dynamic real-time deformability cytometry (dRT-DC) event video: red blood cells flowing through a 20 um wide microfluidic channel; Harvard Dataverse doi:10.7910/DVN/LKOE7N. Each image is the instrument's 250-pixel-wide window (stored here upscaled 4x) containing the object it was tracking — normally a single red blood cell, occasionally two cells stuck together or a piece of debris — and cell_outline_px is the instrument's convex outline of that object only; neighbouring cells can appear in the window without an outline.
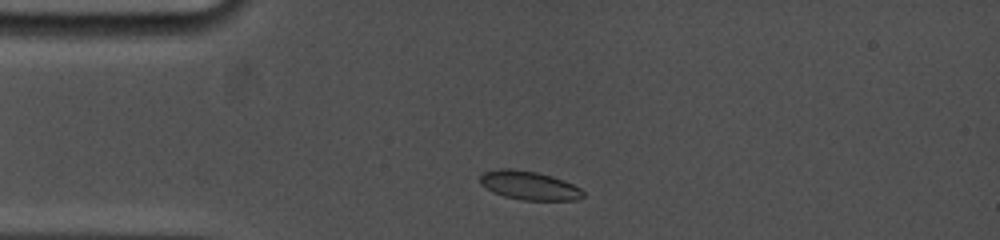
{"species": "common noctule bat (a hibernating species)", "species_latin": "Nyctalus noctula", "temperature_condition": "cold", "stored_images_in_passage": 29, "camera_frame_rate_fps": 5000, "um_per_image_px": 0.085, "animal": {"sex": "female", "body_mass_g": 19.0, "forearm_length_mm": 53.3}, "frame": {"image": 1, "passage_image": 2, "time_ms": 0.8, "image_size_px": [1000, 240], "cell_outline_px": [[584, 196], [576, 200], [520, 200], [504, 196], [480, 184], [480, 176], [484, 172], [500, 168], [512, 168], [536, 172], [552, 176], [564, 180], [580, 188], [584, 192]], "centroid_in_image_um": [44.99, 15.76], "position_along_channel_um": 40.0, "area_um2": 17.17}}
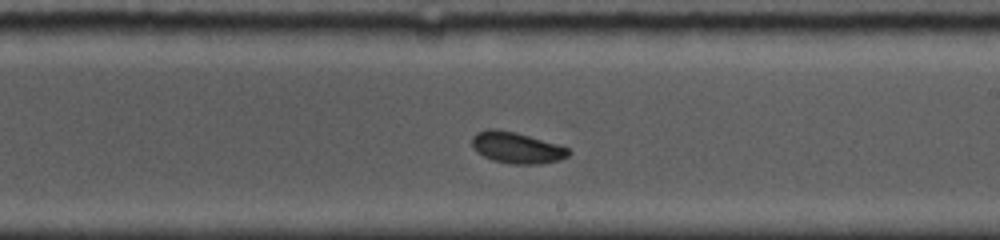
{"frame": {"image": 2, "passage_image": 17, "time_ms": 6.8, "image_size_px": [1000, 240], "cell_outline_px": [[572, 152], [568, 156], [560, 160], [540, 164], [512, 164], [492, 160], [476, 152], [472, 148], [472, 136], [476, 132], [484, 128], [496, 128], [516, 132], [556, 144], [568, 148]], "centroid_in_image_um": [43.88, 12.54], "position_along_channel_um": 245.1, "area_um2": 17.8}}
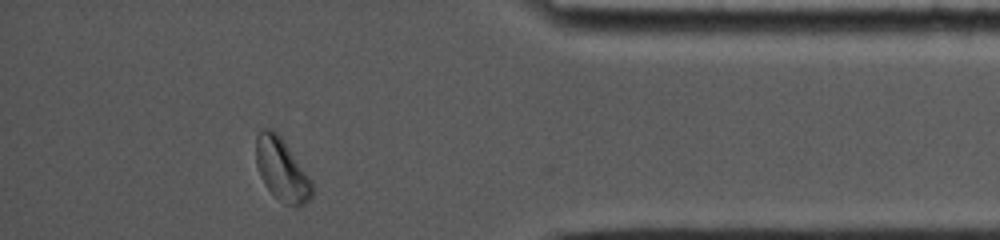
{"frame": {"image": 3, "passage_image": 29, "time_ms": 11.6, "image_size_px": [1000, 240], "cell_outline_px": [[316, 192], [304, 204], [296, 208], [284, 204], [264, 184], [260, 176], [256, 164], [256, 136], [260, 128], [272, 128], [280, 136], [312, 180]], "centroid_in_image_um": [23.97, 14.43], "position_along_channel_um": 411.2, "area_um2": 20.63}}